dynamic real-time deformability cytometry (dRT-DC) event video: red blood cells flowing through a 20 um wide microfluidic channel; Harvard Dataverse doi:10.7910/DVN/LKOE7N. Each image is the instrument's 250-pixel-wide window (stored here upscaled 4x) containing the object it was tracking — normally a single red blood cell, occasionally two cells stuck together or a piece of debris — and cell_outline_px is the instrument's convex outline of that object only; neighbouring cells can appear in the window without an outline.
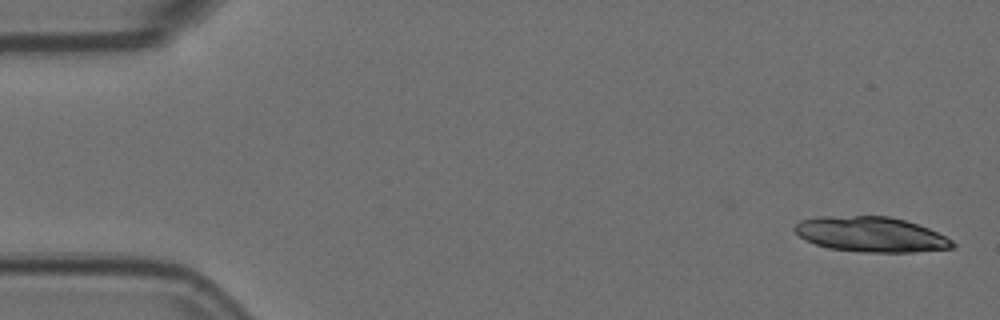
{"species": "Egyptian fruit bat (a non-hibernating species)", "species_latin": "Rousettus aegyptiacus", "temperature_condition": "room temperature", "stored_images_in_passage": 7, "camera_frame_rate_fps": 3000, "um_per_image_px": 0.085, "animal": {"sex": "female"}, "frame": {"image": 1, "passage_image": 1, "time_ms": 0.0, "image_size_px": [1000, 320], "cell_outline_px": [[956, 244], [952, 248], [912, 252], [864, 252], [828, 248], [804, 240], [792, 228], [800, 220], [816, 216], [888, 216], [904, 220], [928, 228], [952, 240]], "centroid_in_image_um": [73.99, 19.92], "position_along_channel_um": 11.0, "area_um2": 32.25}}